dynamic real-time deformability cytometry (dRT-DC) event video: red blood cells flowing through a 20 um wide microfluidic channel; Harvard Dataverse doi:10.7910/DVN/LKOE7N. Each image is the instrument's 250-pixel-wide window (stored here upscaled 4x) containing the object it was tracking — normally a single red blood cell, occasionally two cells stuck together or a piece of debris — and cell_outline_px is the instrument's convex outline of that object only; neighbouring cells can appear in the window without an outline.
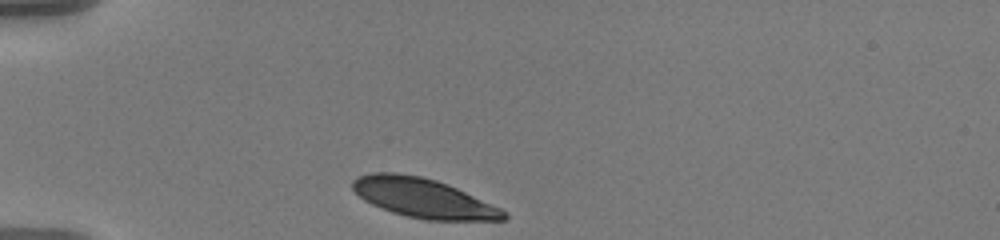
{"species": "human", "species_latin": "Homo sapiens", "temperature_condition": "warm", "stored_images_in_passage": 35, "camera_frame_rate_fps": 3000, "um_per_image_px": 0.085, "donor": {"sex": "male"}, "frame": {"image": 1, "passage_image": 1, "time_ms": 0.0, "image_size_px": [1000, 240], "cell_outline_px": [[508, 216], [504, 220], [428, 220], [408, 216], [392, 212], [372, 204], [364, 200], [352, 188], [352, 180], [360, 176], [372, 172], [396, 172], [420, 176], [436, 180], [448, 184], [500, 208]], "centroid_in_image_um": [35.96, 16.82], "position_along_channel_um": 49.0, "area_um2": 34.28}}
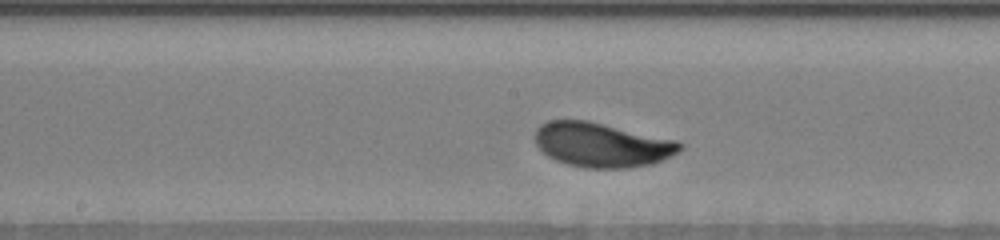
{"frame": {"image": 2, "passage_image": 16, "time_ms": 5.0, "image_size_px": [1000, 240], "cell_outline_px": [[684, 148], [652, 164], [628, 168], [584, 168], [568, 164], [556, 160], [548, 156], [536, 144], [532, 136], [536, 128], [540, 124], [548, 120], [588, 120], [676, 140], [684, 144]], "centroid_in_image_um": [51.11, 12.3], "position_along_channel_um": 197.1, "area_um2": 37.63}}
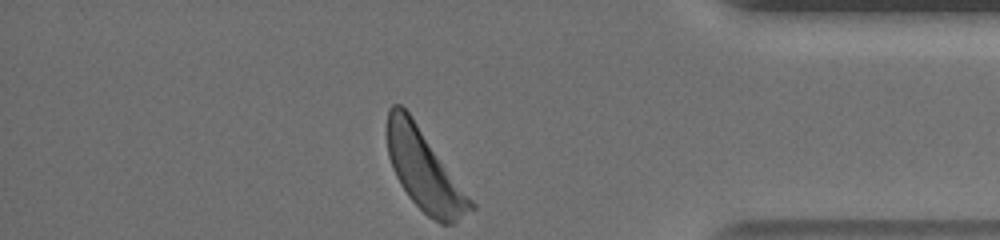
{"frame": {"image": 3, "passage_image": 35, "time_ms": 11.333, "image_size_px": [1000, 240], "cell_outline_px": [[476, 208], [452, 224], [440, 224], [428, 216], [408, 196], [400, 184], [392, 168], [388, 156], [388, 108], [392, 104], [400, 104], [408, 112], [476, 204]], "centroid_in_image_um": [36.08, 14.51], "position_along_channel_um": 399.1, "area_um2": 38.61}, "authors_computed_cell_mechanics": {"area_um2": 37.281, "velocity_mm_per_s": 3.5165, "shape_relaxation_time_tau1_ms": 2.1314, "shape_relaxation_time_tau2_ms": null, "deformation_change_tau1": 0.1349, "deformation_change_tau2": null}}